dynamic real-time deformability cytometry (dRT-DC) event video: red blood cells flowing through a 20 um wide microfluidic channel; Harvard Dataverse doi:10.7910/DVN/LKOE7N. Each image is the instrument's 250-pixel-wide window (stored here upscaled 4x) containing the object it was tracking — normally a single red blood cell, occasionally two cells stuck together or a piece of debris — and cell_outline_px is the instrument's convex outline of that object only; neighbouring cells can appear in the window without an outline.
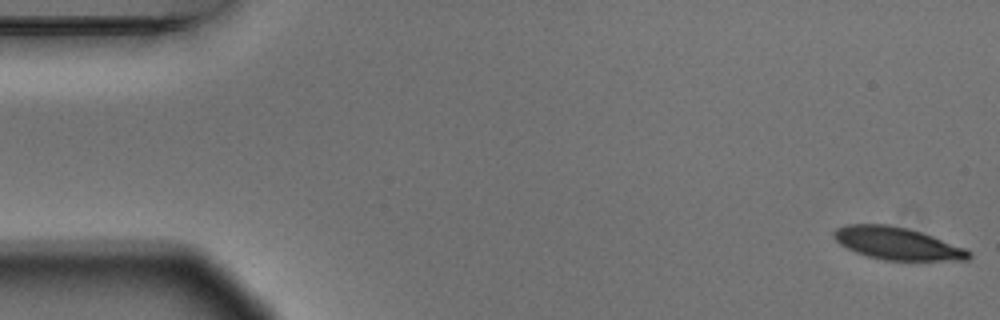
{"species": "Egyptian fruit bat (a non-hibernating species)", "species_latin": "Rousettus aegyptiacus", "temperature_condition": "warm", "stored_images_in_passage": 4, "segment_of_instrument_passage": [2, 2], "camera_frame_rate_fps": 3000, "um_per_image_px": 0.085, "animal": {"sex": "male"}, "frame": {"image": 1, "passage_image": 4, "time_ms": 1.0, "image_size_px": [1000, 320], "cell_outline_px": [[972, 256], [968, 260], [884, 260], [868, 256], [856, 252], [840, 244], [832, 236], [832, 232], [836, 228], [848, 224], [888, 224], [908, 228], [932, 236], [964, 248], [972, 252]], "centroid_in_image_um": [76.25, 20.69], "position_along_channel_um": 8.8, "area_um2": 25.37}}